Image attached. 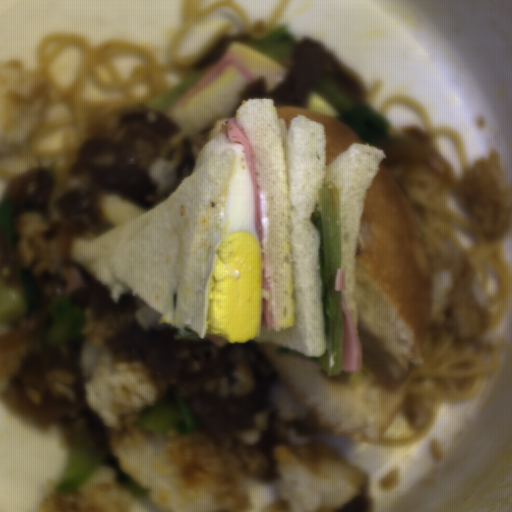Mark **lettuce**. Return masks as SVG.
Listing matches in <instances>:
<instances>
[{
	"label": "lettuce",
	"instance_id": "1",
	"mask_svg": "<svg viewBox=\"0 0 512 512\" xmlns=\"http://www.w3.org/2000/svg\"><path fill=\"white\" fill-rule=\"evenodd\" d=\"M309 218L320 235L318 258L323 289L324 353L307 357L297 349L283 345L274 349V355L317 362L330 377L339 376L342 372L345 331L341 290H336L334 283L339 268H342V220L339 189L331 180L317 190L316 205Z\"/></svg>",
	"mask_w": 512,
	"mask_h": 512
}]
</instances>
